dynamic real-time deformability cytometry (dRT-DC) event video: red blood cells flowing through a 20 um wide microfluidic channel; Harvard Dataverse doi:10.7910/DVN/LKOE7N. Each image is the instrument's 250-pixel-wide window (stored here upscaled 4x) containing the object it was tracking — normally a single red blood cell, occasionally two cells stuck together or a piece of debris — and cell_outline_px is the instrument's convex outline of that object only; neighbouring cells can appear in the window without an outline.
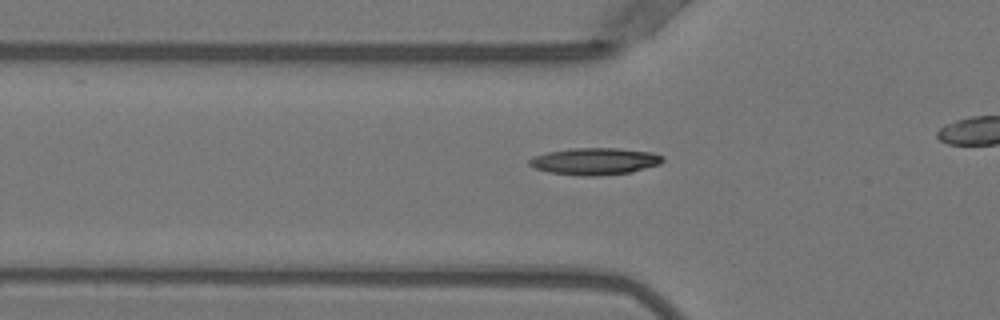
{"species": "Egyptian fruit bat (a non-hibernating species)", "species_latin": "Rousettus aegyptiacus", "temperature_condition": "warm", "stored_images_in_passage": 34, "camera_frame_rate_fps": 3000, "um_per_image_px": 0.085, "animal": {"sex": "female"}, "frame": {"image": 1, "passage_image": 16, "time_ms": 5.0, "image_size_px": [1000, 320], "cell_outline_px": [[664, 160], [660, 164], [632, 172], [600, 176], [580, 176], [548, 172], [536, 168], [528, 164], [528, 160], [532, 156], [548, 152], [572, 148], [616, 148], [652, 152], [664, 156]], "centroid_in_image_um": [50.57, 13.71], "position_along_channel_um": 75.2, "area_um2": 21.1}}
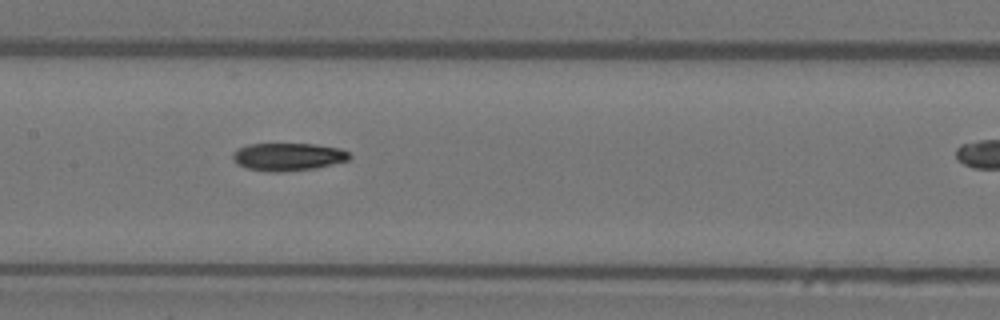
{"frame": {"image": 2, "passage_image": 24, "time_ms": 7.667, "image_size_px": [1000, 320], "cell_outline_px": [[352, 156], [348, 160], [316, 168], [280, 172], [268, 172], [248, 168], [236, 164], [232, 160], [232, 152], [236, 148], [248, 144], [316, 144], [340, 148], [348, 152]], "centroid_in_image_um": [24.44, 13.32], "position_along_channel_um": 183.0, "area_um2": 19.07}}
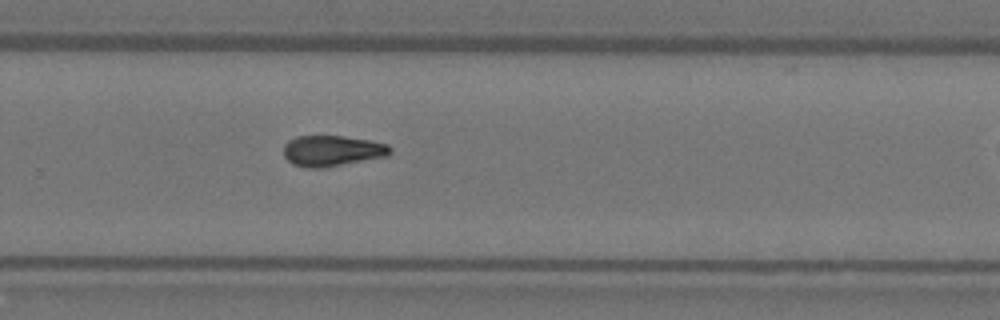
{"frame": {"image": 3, "passage_image": 33, "time_ms": 10.667, "image_size_px": [1000, 320], "cell_outline_px": [[392, 152], [388, 156], [324, 168], [304, 168], [292, 164], [284, 156], [284, 144], [288, 140], [296, 136], [340, 136], [368, 140], [388, 144], [392, 148]], "centroid_in_image_um": [28.23, 12.83], "position_along_channel_um": 301.6, "area_um2": 19.31}}